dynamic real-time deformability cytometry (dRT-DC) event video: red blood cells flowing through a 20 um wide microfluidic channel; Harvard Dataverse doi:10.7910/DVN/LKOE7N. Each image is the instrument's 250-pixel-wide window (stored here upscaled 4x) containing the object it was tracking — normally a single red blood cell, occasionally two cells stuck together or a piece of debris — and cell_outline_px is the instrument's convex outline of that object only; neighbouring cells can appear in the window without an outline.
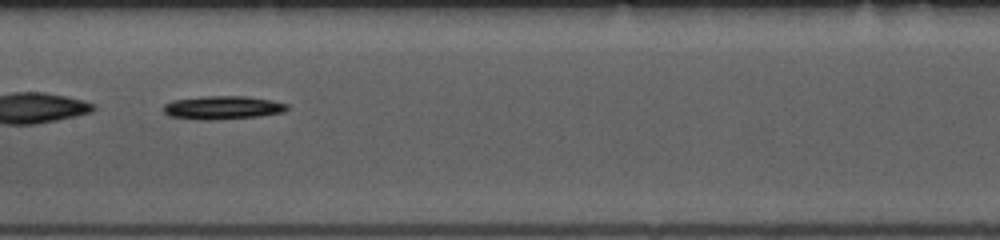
{"species": "common noctule bat (a hibernating species)", "species_latin": "Nyctalus noctula", "temperature_condition": "room temperature", "stored_images_in_passage": 51, "segment_of_instrument_passage": [2, 2], "camera_frame_rate_fps": 3000, "um_per_image_px": 0.085, "animal": {"sex": "female", "body_mass_g": 10.0, "forearm_length_mm": 53.1}, "frame": {"image": 1, "passage_image": 26, "time_ms": 8.333, "image_size_px": [1000, 240], "cell_outline_px": [[288, 108], [284, 112], [260, 116], [212, 120], [200, 120], [168, 116], [160, 108], [164, 104], [172, 100], [204, 96], [244, 96], [272, 100], [288, 104]], "centroid_in_image_um": [18.88, 9.15], "position_along_channel_um": 188.5, "area_um2": 17.05}}
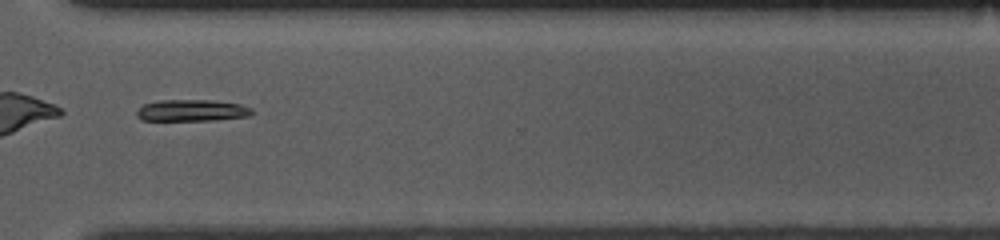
{"frame": {"image": 2, "passage_image": 39, "time_ms": 12.667, "image_size_px": [1000, 240], "cell_outline_px": [[252, 112], [248, 116], [212, 120], [140, 120], [136, 116], [136, 112], [144, 104], [160, 100], [212, 100], [240, 104], [252, 108]], "centroid_in_image_um": [16.28, 9.38], "position_along_channel_um": 354.3, "area_um2": 14.39}}